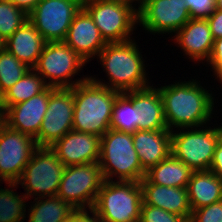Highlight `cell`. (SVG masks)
Segmentation results:
<instances>
[{
  "instance_id": "1",
  "label": "cell",
  "mask_w": 222,
  "mask_h": 222,
  "mask_svg": "<svg viewBox=\"0 0 222 222\" xmlns=\"http://www.w3.org/2000/svg\"><path fill=\"white\" fill-rule=\"evenodd\" d=\"M157 88L163 103L166 125L170 131L210 124L212 115L215 114L216 99L212 91L202 86L201 81H175Z\"/></svg>"
},
{
  "instance_id": "2",
  "label": "cell",
  "mask_w": 222,
  "mask_h": 222,
  "mask_svg": "<svg viewBox=\"0 0 222 222\" xmlns=\"http://www.w3.org/2000/svg\"><path fill=\"white\" fill-rule=\"evenodd\" d=\"M135 38L122 43H107L97 56L105 71L108 82L96 76L89 78L102 86L120 93L140 90L151 86L146 72L147 63L139 50ZM104 81V82H103Z\"/></svg>"
},
{
  "instance_id": "3",
  "label": "cell",
  "mask_w": 222,
  "mask_h": 222,
  "mask_svg": "<svg viewBox=\"0 0 222 222\" xmlns=\"http://www.w3.org/2000/svg\"><path fill=\"white\" fill-rule=\"evenodd\" d=\"M119 93L90 78L76 84L73 130L102 137L110 129L113 106Z\"/></svg>"
},
{
  "instance_id": "4",
  "label": "cell",
  "mask_w": 222,
  "mask_h": 222,
  "mask_svg": "<svg viewBox=\"0 0 222 222\" xmlns=\"http://www.w3.org/2000/svg\"><path fill=\"white\" fill-rule=\"evenodd\" d=\"M99 164L105 180L140 182L146 175L131 133L109 129L100 138Z\"/></svg>"
},
{
  "instance_id": "5",
  "label": "cell",
  "mask_w": 222,
  "mask_h": 222,
  "mask_svg": "<svg viewBox=\"0 0 222 222\" xmlns=\"http://www.w3.org/2000/svg\"><path fill=\"white\" fill-rule=\"evenodd\" d=\"M142 203L140 182L105 180L92 209L101 222H139Z\"/></svg>"
},
{
  "instance_id": "6",
  "label": "cell",
  "mask_w": 222,
  "mask_h": 222,
  "mask_svg": "<svg viewBox=\"0 0 222 222\" xmlns=\"http://www.w3.org/2000/svg\"><path fill=\"white\" fill-rule=\"evenodd\" d=\"M86 65V60L64 41H57L45 43L33 69L44 79L48 87L72 88L89 79L90 75L81 77L78 74ZM76 75L80 78L75 79Z\"/></svg>"
},
{
  "instance_id": "7",
  "label": "cell",
  "mask_w": 222,
  "mask_h": 222,
  "mask_svg": "<svg viewBox=\"0 0 222 222\" xmlns=\"http://www.w3.org/2000/svg\"><path fill=\"white\" fill-rule=\"evenodd\" d=\"M209 125L171 131V153L193 171L209 170L220 141L218 124Z\"/></svg>"
},
{
  "instance_id": "8",
  "label": "cell",
  "mask_w": 222,
  "mask_h": 222,
  "mask_svg": "<svg viewBox=\"0 0 222 222\" xmlns=\"http://www.w3.org/2000/svg\"><path fill=\"white\" fill-rule=\"evenodd\" d=\"M83 8L93 18L106 43H122L134 38L138 14L131 5L118 0H89L83 3Z\"/></svg>"
},
{
  "instance_id": "9",
  "label": "cell",
  "mask_w": 222,
  "mask_h": 222,
  "mask_svg": "<svg viewBox=\"0 0 222 222\" xmlns=\"http://www.w3.org/2000/svg\"><path fill=\"white\" fill-rule=\"evenodd\" d=\"M65 167L50 147H38L17 183L27 200L56 196Z\"/></svg>"
},
{
  "instance_id": "10",
  "label": "cell",
  "mask_w": 222,
  "mask_h": 222,
  "mask_svg": "<svg viewBox=\"0 0 222 222\" xmlns=\"http://www.w3.org/2000/svg\"><path fill=\"white\" fill-rule=\"evenodd\" d=\"M104 181L99 162L66 166L57 196L74 209H91Z\"/></svg>"
},
{
  "instance_id": "11",
  "label": "cell",
  "mask_w": 222,
  "mask_h": 222,
  "mask_svg": "<svg viewBox=\"0 0 222 222\" xmlns=\"http://www.w3.org/2000/svg\"><path fill=\"white\" fill-rule=\"evenodd\" d=\"M82 7L81 0H40L28 13V20L46 42L64 41Z\"/></svg>"
},
{
  "instance_id": "12",
  "label": "cell",
  "mask_w": 222,
  "mask_h": 222,
  "mask_svg": "<svg viewBox=\"0 0 222 222\" xmlns=\"http://www.w3.org/2000/svg\"><path fill=\"white\" fill-rule=\"evenodd\" d=\"M38 148L35 138L11 129L0 119V177L17 183Z\"/></svg>"
},
{
  "instance_id": "13",
  "label": "cell",
  "mask_w": 222,
  "mask_h": 222,
  "mask_svg": "<svg viewBox=\"0 0 222 222\" xmlns=\"http://www.w3.org/2000/svg\"><path fill=\"white\" fill-rule=\"evenodd\" d=\"M74 87L56 88L49 96L38 135V147H50L73 129Z\"/></svg>"
},
{
  "instance_id": "14",
  "label": "cell",
  "mask_w": 222,
  "mask_h": 222,
  "mask_svg": "<svg viewBox=\"0 0 222 222\" xmlns=\"http://www.w3.org/2000/svg\"><path fill=\"white\" fill-rule=\"evenodd\" d=\"M137 14L142 30L154 35H174L191 19L185 0H146Z\"/></svg>"
},
{
  "instance_id": "15",
  "label": "cell",
  "mask_w": 222,
  "mask_h": 222,
  "mask_svg": "<svg viewBox=\"0 0 222 222\" xmlns=\"http://www.w3.org/2000/svg\"><path fill=\"white\" fill-rule=\"evenodd\" d=\"M55 89L47 87L43 92L27 101L10 106L0 119L11 129L35 138L47 111L49 96Z\"/></svg>"
},
{
  "instance_id": "16",
  "label": "cell",
  "mask_w": 222,
  "mask_h": 222,
  "mask_svg": "<svg viewBox=\"0 0 222 222\" xmlns=\"http://www.w3.org/2000/svg\"><path fill=\"white\" fill-rule=\"evenodd\" d=\"M100 138L72 129L50 148L65 166L96 163L100 158Z\"/></svg>"
},
{
  "instance_id": "17",
  "label": "cell",
  "mask_w": 222,
  "mask_h": 222,
  "mask_svg": "<svg viewBox=\"0 0 222 222\" xmlns=\"http://www.w3.org/2000/svg\"><path fill=\"white\" fill-rule=\"evenodd\" d=\"M171 39L174 40L175 46L183 51V56L192 59L189 61L202 62V65L208 62L213 50L214 39L207 19L191 18Z\"/></svg>"
},
{
  "instance_id": "18",
  "label": "cell",
  "mask_w": 222,
  "mask_h": 222,
  "mask_svg": "<svg viewBox=\"0 0 222 222\" xmlns=\"http://www.w3.org/2000/svg\"><path fill=\"white\" fill-rule=\"evenodd\" d=\"M64 42L87 63L97 57L107 44L93 18L83 7L72 20Z\"/></svg>"
},
{
  "instance_id": "19",
  "label": "cell",
  "mask_w": 222,
  "mask_h": 222,
  "mask_svg": "<svg viewBox=\"0 0 222 222\" xmlns=\"http://www.w3.org/2000/svg\"><path fill=\"white\" fill-rule=\"evenodd\" d=\"M143 202L159 207L167 212L184 216L190 221L192 209L189 203L187 187H169L152 184L146 177L140 181Z\"/></svg>"
},
{
  "instance_id": "20",
  "label": "cell",
  "mask_w": 222,
  "mask_h": 222,
  "mask_svg": "<svg viewBox=\"0 0 222 222\" xmlns=\"http://www.w3.org/2000/svg\"><path fill=\"white\" fill-rule=\"evenodd\" d=\"M124 92L137 108L138 130L168 129L160 91L156 86Z\"/></svg>"
},
{
  "instance_id": "21",
  "label": "cell",
  "mask_w": 222,
  "mask_h": 222,
  "mask_svg": "<svg viewBox=\"0 0 222 222\" xmlns=\"http://www.w3.org/2000/svg\"><path fill=\"white\" fill-rule=\"evenodd\" d=\"M132 137L140 164L146 172L171 154V131L169 129L137 130Z\"/></svg>"
},
{
  "instance_id": "22",
  "label": "cell",
  "mask_w": 222,
  "mask_h": 222,
  "mask_svg": "<svg viewBox=\"0 0 222 222\" xmlns=\"http://www.w3.org/2000/svg\"><path fill=\"white\" fill-rule=\"evenodd\" d=\"M46 41L29 21L17 29L5 42V49L25 63L29 68H33L40 57Z\"/></svg>"
},
{
  "instance_id": "23",
  "label": "cell",
  "mask_w": 222,
  "mask_h": 222,
  "mask_svg": "<svg viewBox=\"0 0 222 222\" xmlns=\"http://www.w3.org/2000/svg\"><path fill=\"white\" fill-rule=\"evenodd\" d=\"M192 211L222 200V180L212 171H193L187 185Z\"/></svg>"
},
{
  "instance_id": "24",
  "label": "cell",
  "mask_w": 222,
  "mask_h": 222,
  "mask_svg": "<svg viewBox=\"0 0 222 222\" xmlns=\"http://www.w3.org/2000/svg\"><path fill=\"white\" fill-rule=\"evenodd\" d=\"M193 170L177 159L172 153L151 167L145 177L155 185L169 187H187Z\"/></svg>"
},
{
  "instance_id": "25",
  "label": "cell",
  "mask_w": 222,
  "mask_h": 222,
  "mask_svg": "<svg viewBox=\"0 0 222 222\" xmlns=\"http://www.w3.org/2000/svg\"><path fill=\"white\" fill-rule=\"evenodd\" d=\"M26 217L28 222H65L75 210L68 202L60 197L49 196L35 198L28 202ZM28 216V217H27Z\"/></svg>"
},
{
  "instance_id": "26",
  "label": "cell",
  "mask_w": 222,
  "mask_h": 222,
  "mask_svg": "<svg viewBox=\"0 0 222 222\" xmlns=\"http://www.w3.org/2000/svg\"><path fill=\"white\" fill-rule=\"evenodd\" d=\"M47 87L44 79L33 68H30L20 80L0 97L1 113L3 114L10 106L25 102L40 94Z\"/></svg>"
},
{
  "instance_id": "27",
  "label": "cell",
  "mask_w": 222,
  "mask_h": 222,
  "mask_svg": "<svg viewBox=\"0 0 222 222\" xmlns=\"http://www.w3.org/2000/svg\"><path fill=\"white\" fill-rule=\"evenodd\" d=\"M6 186L9 188H0V222H24L27 197L16 192L18 183H6Z\"/></svg>"
},
{
  "instance_id": "28",
  "label": "cell",
  "mask_w": 222,
  "mask_h": 222,
  "mask_svg": "<svg viewBox=\"0 0 222 222\" xmlns=\"http://www.w3.org/2000/svg\"><path fill=\"white\" fill-rule=\"evenodd\" d=\"M110 129L131 134L138 130L137 108L125 93L117 95L113 106Z\"/></svg>"
},
{
  "instance_id": "29",
  "label": "cell",
  "mask_w": 222,
  "mask_h": 222,
  "mask_svg": "<svg viewBox=\"0 0 222 222\" xmlns=\"http://www.w3.org/2000/svg\"><path fill=\"white\" fill-rule=\"evenodd\" d=\"M29 67L9 53L0 52V97L29 71Z\"/></svg>"
},
{
  "instance_id": "30",
  "label": "cell",
  "mask_w": 222,
  "mask_h": 222,
  "mask_svg": "<svg viewBox=\"0 0 222 222\" xmlns=\"http://www.w3.org/2000/svg\"><path fill=\"white\" fill-rule=\"evenodd\" d=\"M28 14L8 0H0V35L7 40L24 22Z\"/></svg>"
},
{
  "instance_id": "31",
  "label": "cell",
  "mask_w": 222,
  "mask_h": 222,
  "mask_svg": "<svg viewBox=\"0 0 222 222\" xmlns=\"http://www.w3.org/2000/svg\"><path fill=\"white\" fill-rule=\"evenodd\" d=\"M139 222H189L184 216L167 212L159 207L146 205L141 206Z\"/></svg>"
},
{
  "instance_id": "32",
  "label": "cell",
  "mask_w": 222,
  "mask_h": 222,
  "mask_svg": "<svg viewBox=\"0 0 222 222\" xmlns=\"http://www.w3.org/2000/svg\"><path fill=\"white\" fill-rule=\"evenodd\" d=\"M189 222H222V200L193 210Z\"/></svg>"
},
{
  "instance_id": "33",
  "label": "cell",
  "mask_w": 222,
  "mask_h": 222,
  "mask_svg": "<svg viewBox=\"0 0 222 222\" xmlns=\"http://www.w3.org/2000/svg\"><path fill=\"white\" fill-rule=\"evenodd\" d=\"M191 18L207 19L215 10V0H185Z\"/></svg>"
},
{
  "instance_id": "34",
  "label": "cell",
  "mask_w": 222,
  "mask_h": 222,
  "mask_svg": "<svg viewBox=\"0 0 222 222\" xmlns=\"http://www.w3.org/2000/svg\"><path fill=\"white\" fill-rule=\"evenodd\" d=\"M206 65L211 67L216 80L222 73V37L214 40L213 50Z\"/></svg>"
},
{
  "instance_id": "35",
  "label": "cell",
  "mask_w": 222,
  "mask_h": 222,
  "mask_svg": "<svg viewBox=\"0 0 222 222\" xmlns=\"http://www.w3.org/2000/svg\"><path fill=\"white\" fill-rule=\"evenodd\" d=\"M90 214V215H89ZM65 222H101L96 212L91 209H75Z\"/></svg>"
},
{
  "instance_id": "36",
  "label": "cell",
  "mask_w": 222,
  "mask_h": 222,
  "mask_svg": "<svg viewBox=\"0 0 222 222\" xmlns=\"http://www.w3.org/2000/svg\"><path fill=\"white\" fill-rule=\"evenodd\" d=\"M214 40L222 37V10L215 9L207 18Z\"/></svg>"
},
{
  "instance_id": "37",
  "label": "cell",
  "mask_w": 222,
  "mask_h": 222,
  "mask_svg": "<svg viewBox=\"0 0 222 222\" xmlns=\"http://www.w3.org/2000/svg\"><path fill=\"white\" fill-rule=\"evenodd\" d=\"M219 179L222 180V142L216 146L212 163L209 168Z\"/></svg>"
},
{
  "instance_id": "38",
  "label": "cell",
  "mask_w": 222,
  "mask_h": 222,
  "mask_svg": "<svg viewBox=\"0 0 222 222\" xmlns=\"http://www.w3.org/2000/svg\"><path fill=\"white\" fill-rule=\"evenodd\" d=\"M19 8H22L27 14L38 4L40 0H8Z\"/></svg>"
},
{
  "instance_id": "39",
  "label": "cell",
  "mask_w": 222,
  "mask_h": 222,
  "mask_svg": "<svg viewBox=\"0 0 222 222\" xmlns=\"http://www.w3.org/2000/svg\"><path fill=\"white\" fill-rule=\"evenodd\" d=\"M120 2L126 3L131 5L132 7H134V9H136L137 11L144 5V3L146 2V0H118ZM134 2V3H133ZM137 3V4H136ZM138 5V7L136 8L135 6Z\"/></svg>"
},
{
  "instance_id": "40",
  "label": "cell",
  "mask_w": 222,
  "mask_h": 222,
  "mask_svg": "<svg viewBox=\"0 0 222 222\" xmlns=\"http://www.w3.org/2000/svg\"><path fill=\"white\" fill-rule=\"evenodd\" d=\"M5 42L6 40L0 35V52L5 50Z\"/></svg>"
},
{
  "instance_id": "41",
  "label": "cell",
  "mask_w": 222,
  "mask_h": 222,
  "mask_svg": "<svg viewBox=\"0 0 222 222\" xmlns=\"http://www.w3.org/2000/svg\"><path fill=\"white\" fill-rule=\"evenodd\" d=\"M215 9L222 10V0H215Z\"/></svg>"
},
{
  "instance_id": "42",
  "label": "cell",
  "mask_w": 222,
  "mask_h": 222,
  "mask_svg": "<svg viewBox=\"0 0 222 222\" xmlns=\"http://www.w3.org/2000/svg\"><path fill=\"white\" fill-rule=\"evenodd\" d=\"M219 136H220V141L222 142V126L219 125Z\"/></svg>"
},
{
  "instance_id": "43",
  "label": "cell",
  "mask_w": 222,
  "mask_h": 222,
  "mask_svg": "<svg viewBox=\"0 0 222 222\" xmlns=\"http://www.w3.org/2000/svg\"><path fill=\"white\" fill-rule=\"evenodd\" d=\"M216 79L219 83L222 84V73Z\"/></svg>"
},
{
  "instance_id": "44",
  "label": "cell",
  "mask_w": 222,
  "mask_h": 222,
  "mask_svg": "<svg viewBox=\"0 0 222 222\" xmlns=\"http://www.w3.org/2000/svg\"><path fill=\"white\" fill-rule=\"evenodd\" d=\"M2 182H3V183H6V182L0 177V184H1Z\"/></svg>"
}]
</instances>
